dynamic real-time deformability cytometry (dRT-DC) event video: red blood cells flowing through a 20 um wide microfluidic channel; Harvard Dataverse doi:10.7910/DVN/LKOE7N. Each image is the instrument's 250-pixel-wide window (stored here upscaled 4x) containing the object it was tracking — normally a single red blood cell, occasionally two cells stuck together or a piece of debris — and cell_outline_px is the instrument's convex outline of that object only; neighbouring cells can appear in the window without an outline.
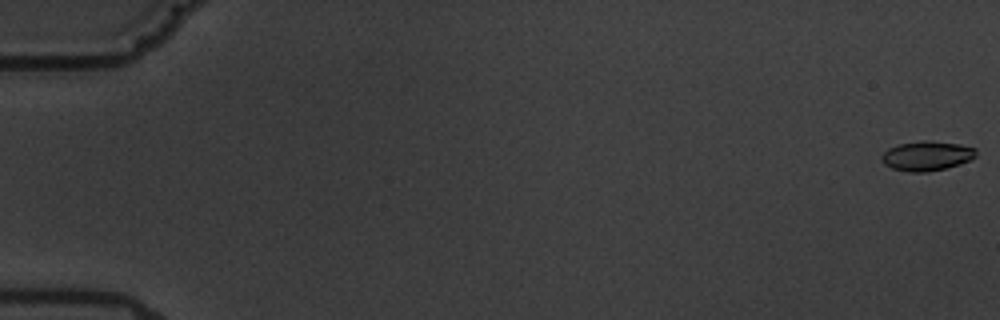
{"species": "common noctule bat (a hibernating species)", "species_latin": "Nyctalus noctula", "temperature_condition": "warm", "stored_images_in_passage": 6, "camera_frame_rate_fps": 3000, "um_per_image_px": 0.085, "animal": {"sex": "male", "body_mass_g": 19.5, "forearm_length_mm": 54.6}, "frame": {"image": 1, "passage_image": 1, "time_ms": 0.0, "image_size_px": [1000, 320], "cell_outline_px": [[976, 156], [960, 164], [944, 168], [924, 172], [908, 172], [892, 168], [884, 164], [880, 156], [888, 148], [900, 144], [924, 140], [960, 144], [976, 148]], "centroid_in_image_um": [78.76, 13.24], "position_along_channel_um": 6.2, "area_um2": 16.13}}
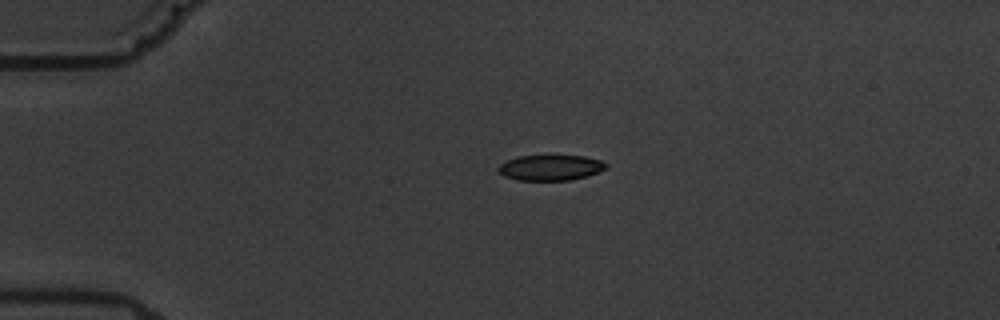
{"frame": {"image": 2, "passage_image": 5, "time_ms": 4.667, "image_size_px": [1000, 320], "cell_outline_px": [[608, 164], [604, 168], [588, 176], [568, 180], [516, 180], [504, 176], [496, 168], [504, 160], [520, 156], [584, 156], [600, 160]], "centroid_in_image_um": [46.74, 14.25], "position_along_channel_um": 38.3, "area_um2": 15.9}}